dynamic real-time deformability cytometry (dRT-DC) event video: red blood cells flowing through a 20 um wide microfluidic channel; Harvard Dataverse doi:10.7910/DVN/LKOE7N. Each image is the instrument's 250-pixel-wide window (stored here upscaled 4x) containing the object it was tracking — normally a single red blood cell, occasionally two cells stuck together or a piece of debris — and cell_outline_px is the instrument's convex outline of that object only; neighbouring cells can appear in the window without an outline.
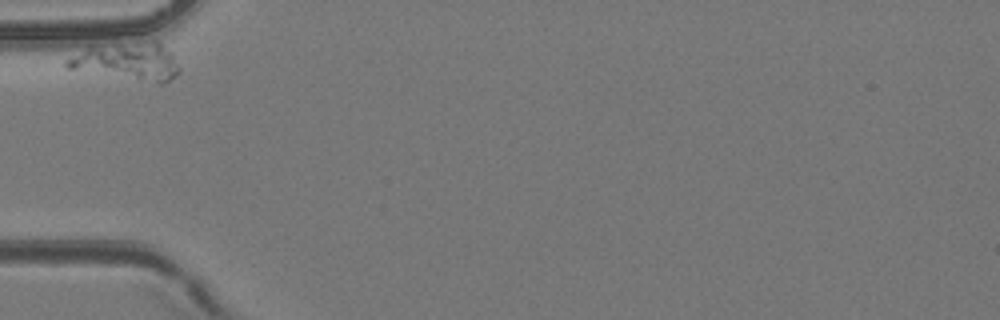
{"species": "common noctule bat (a hibernating species)", "species_latin": "Nyctalus noctula", "temperature_condition": "room temperature", "stored_images_in_passage": 31, "camera_frame_rate_fps": 3000, "um_per_image_px": 0.085, "animal": {"sex": "female", "body_mass_g": 24.6, "forearm_length_mm": 56.2}, "frame": {"image": 1, "passage_image": 1, "time_ms": 0.0, "image_size_px": [1000, 320], "cell_outline_px": [[180, 72], [176, 76], [164, 84], [160, 84], [68, 68], [64, 64], [64, 60], [68, 56], [88, 48], [156, 40], [172, 52], [180, 68]], "centroid_in_image_um": [10.91, 5.24], "position_along_channel_um": 74.1, "area_um2": 24.33}}
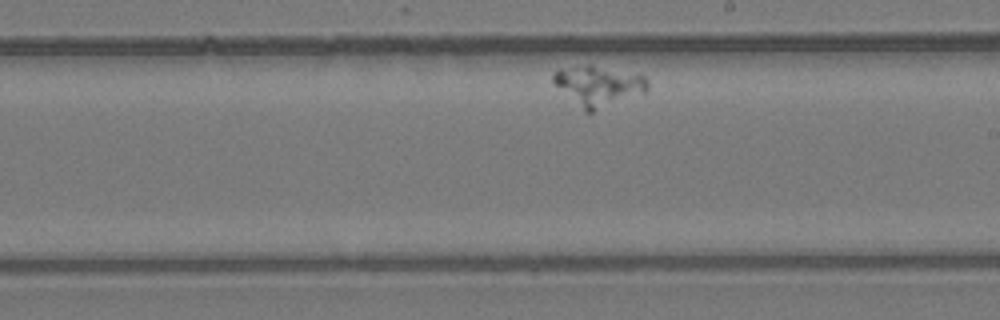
{"frame": {"image": 2, "passage_image": 18, "time_ms": 5.667, "image_size_px": [1000, 320], "cell_outline_px": [[648, 92], [592, 112], [584, 112], [552, 84], [552, 72], [556, 68], [588, 64], [640, 72], [648, 80]], "centroid_in_image_um": [50.86, 7.26], "position_along_channel_um": 238.1, "area_um2": 23.18}}
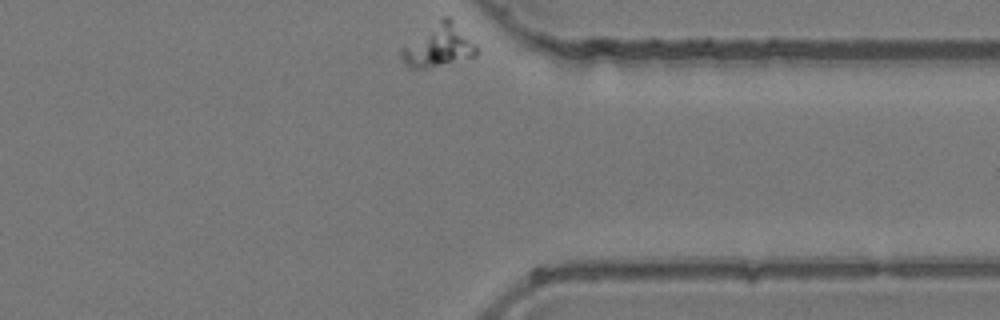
{"frame": {"image": 3, "passage_image": 31, "time_ms": 10.0, "image_size_px": [1000, 320], "cell_outline_px": [[480, 52], [476, 56], [424, 68], [408, 68], [404, 64], [400, 56], [400, 48], [444, 16], [452, 16]], "centroid_in_image_um": [37.26, 3.87], "position_along_channel_um": 374.1, "area_um2": 18.38}}